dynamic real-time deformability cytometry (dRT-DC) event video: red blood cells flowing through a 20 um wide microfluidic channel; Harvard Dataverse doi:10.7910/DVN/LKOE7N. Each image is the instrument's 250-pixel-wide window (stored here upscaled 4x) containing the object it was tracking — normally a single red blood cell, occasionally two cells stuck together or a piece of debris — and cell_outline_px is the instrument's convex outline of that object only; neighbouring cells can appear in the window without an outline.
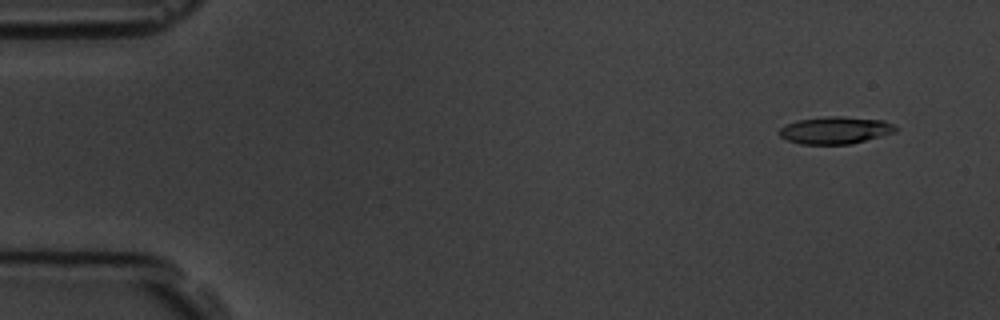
{"species": "common noctule bat (a hibernating species)", "species_latin": "Nyctalus noctula", "temperature_condition": "room temperature", "stored_images_in_passage": 9, "camera_frame_rate_fps": 3000, "um_per_image_px": 0.085, "animal": {"sex": "male", "body_mass_g": 19.5, "forearm_length_mm": 54.6}, "frame": {"image": 1, "passage_image": 1, "time_ms": 0.0, "image_size_px": [1000, 320], "cell_outline_px": [[896, 132], [852, 144], [800, 144], [788, 140], [780, 136], [780, 128], [784, 124], [796, 120], [828, 116], [840, 116], [884, 120], [892, 124], [896, 128]], "centroid_in_image_um": [70.98, 11.07], "position_along_channel_um": 14.0, "area_um2": 18.5}}
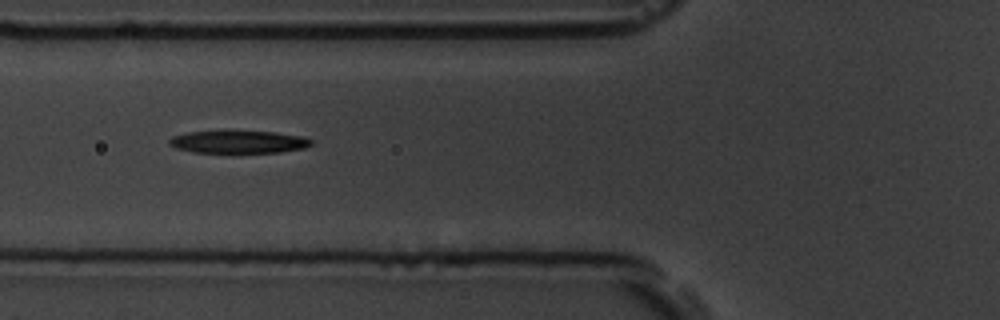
{"frame": {"image": 2, "passage_image": 6, "time_ms": 5.667, "image_size_px": [1000, 320], "cell_outline_px": [[312, 144], [304, 148], [280, 152], [232, 156], [192, 152], [176, 148], [168, 144], [168, 140], [172, 136], [188, 132], [224, 128], [276, 132], [304, 136], [312, 140]], "centroid_in_image_um": [20.22, 12.07], "position_along_channel_um": 105.6, "area_um2": 20.92}}
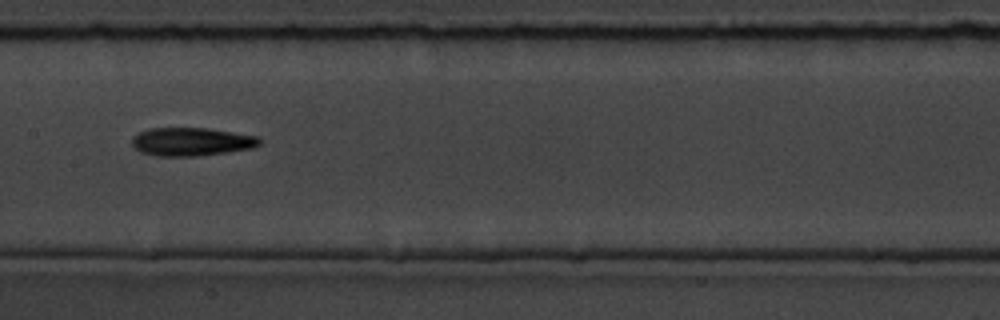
{"frame": {"image": 3, "passage_image": 8, "time_ms": 8.0, "image_size_px": [1000, 320], "cell_outline_px": [[260, 144], [252, 148], [228, 152], [196, 156], [156, 156], [140, 152], [132, 144], [132, 136], [136, 132], [152, 128], [208, 128], [256, 136], [260, 140]], "centroid_in_image_um": [16.23, 12.04], "position_along_channel_um": 191.2, "area_um2": 21.04}}